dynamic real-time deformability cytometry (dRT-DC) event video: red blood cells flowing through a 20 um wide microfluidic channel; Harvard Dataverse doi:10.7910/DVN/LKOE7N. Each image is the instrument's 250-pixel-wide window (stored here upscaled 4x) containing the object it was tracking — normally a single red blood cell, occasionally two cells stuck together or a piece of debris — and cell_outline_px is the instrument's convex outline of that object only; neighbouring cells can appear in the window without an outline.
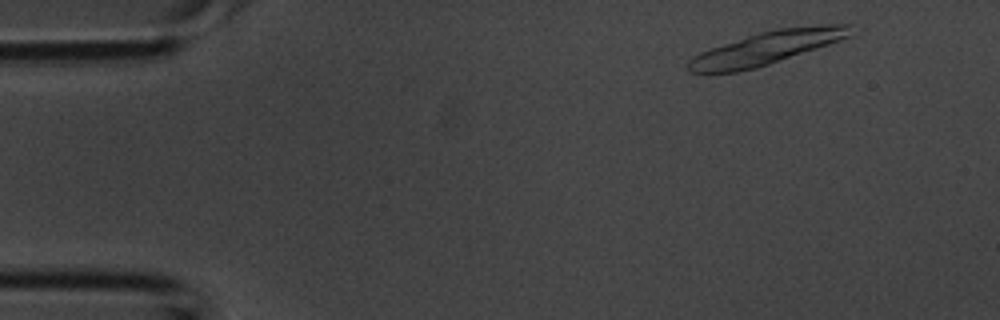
{"species": "common noctule bat (a hibernating species)", "species_latin": "Nyctalus noctula", "temperature_condition": "room temperature", "stored_images_in_passage": 3, "camera_frame_rate_fps": 3000, "um_per_image_px": 0.085, "animal": {"sex": "male", "body_mass_g": 20.1, "forearm_length_mm": 53.5}, "frame": {"image": 1, "passage_image": 1, "time_ms": 0.0, "image_size_px": [1000, 320], "cell_outline_px": [[852, 36], [756, 68], [736, 72], [688, 72], [688, 60], [692, 56], [700, 52], [760, 32], [780, 28], [824, 24], [852, 24]], "centroid_in_image_um": [65.19, 4.06], "position_along_channel_um": 19.8, "area_um2": 30.69}}